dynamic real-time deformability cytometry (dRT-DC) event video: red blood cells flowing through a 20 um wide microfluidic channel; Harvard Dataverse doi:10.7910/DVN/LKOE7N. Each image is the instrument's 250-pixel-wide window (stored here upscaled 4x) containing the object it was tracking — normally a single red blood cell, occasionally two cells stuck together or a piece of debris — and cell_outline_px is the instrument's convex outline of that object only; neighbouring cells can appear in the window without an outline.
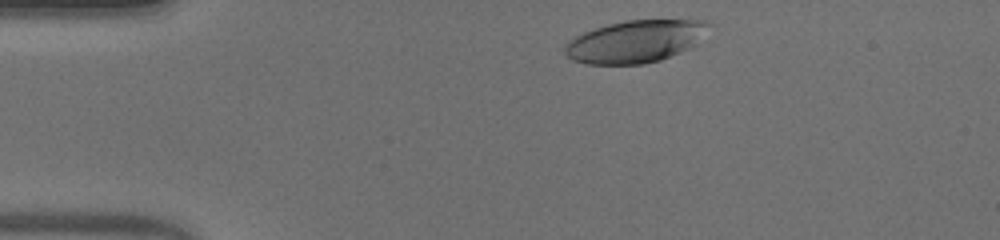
{"species": "human", "species_latin": "Homo sapiens", "temperature_condition": "warm", "stored_images_in_passage": 35, "camera_frame_rate_fps": 3000, "um_per_image_px": 0.085, "donor": {"sex": "male"}, "frame": {"image": 1, "passage_image": 2, "time_ms": 0.333, "image_size_px": [1000, 240], "cell_outline_px": [[712, 24], [696, 44], [680, 52], [660, 60], [644, 64], [584, 64], [572, 60], [564, 52], [564, 44], [568, 40], [584, 32], [608, 24], [628, 20], [708, 20]], "centroid_in_image_um": [53.99, 3.52], "position_along_channel_um": 31.0, "area_um2": 35.49}}
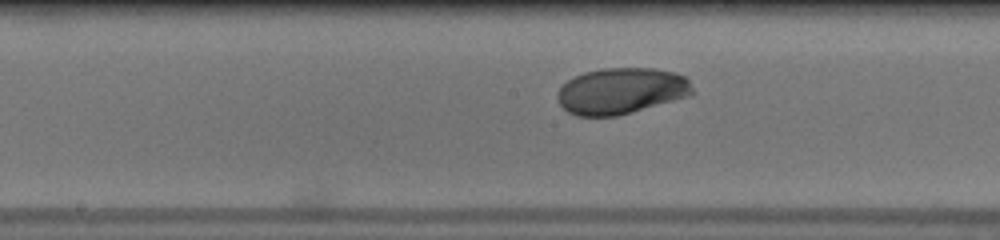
{"frame": {"image": 2, "passage_image": 19, "time_ms": 6.0, "image_size_px": [1000, 240], "cell_outline_px": [[692, 96], [632, 112], [616, 116], [576, 116], [568, 112], [560, 104], [556, 96], [560, 88], [568, 80], [584, 72], [600, 68], [652, 68], [676, 72], [684, 76], [688, 80], [692, 88]], "centroid_in_image_um": [52.82, 7.73], "position_along_channel_um": 195.4, "area_um2": 36.47}}
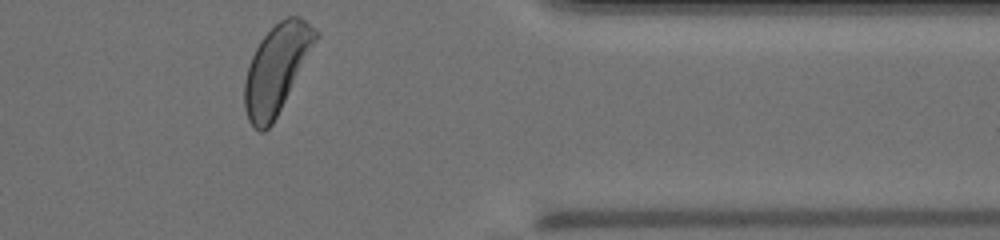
{"frame": {"image": 3, "passage_image": 35, "time_ms": 11.333, "image_size_px": [1000, 240], "cell_outline_px": [[320, 36], [272, 124], [264, 132], [260, 132], [248, 120], [244, 108], [244, 80], [248, 64], [260, 40], [280, 20], [288, 16], [300, 16], [316, 28], [320, 32]], "centroid_in_image_um": [23.52, 5.83], "position_along_channel_um": 387.9, "area_um2": 36.41}, "authors_computed_cell_mechanics": {"area_um2": 35.9516, "velocity_mm_per_s": 3.9194, "shape_relaxation_time_tau1_ms": 4.4008, "shape_relaxation_time_tau2_ms": null, "deformation_change_tau1": 0.1831, "deformation_change_tau2": null}}